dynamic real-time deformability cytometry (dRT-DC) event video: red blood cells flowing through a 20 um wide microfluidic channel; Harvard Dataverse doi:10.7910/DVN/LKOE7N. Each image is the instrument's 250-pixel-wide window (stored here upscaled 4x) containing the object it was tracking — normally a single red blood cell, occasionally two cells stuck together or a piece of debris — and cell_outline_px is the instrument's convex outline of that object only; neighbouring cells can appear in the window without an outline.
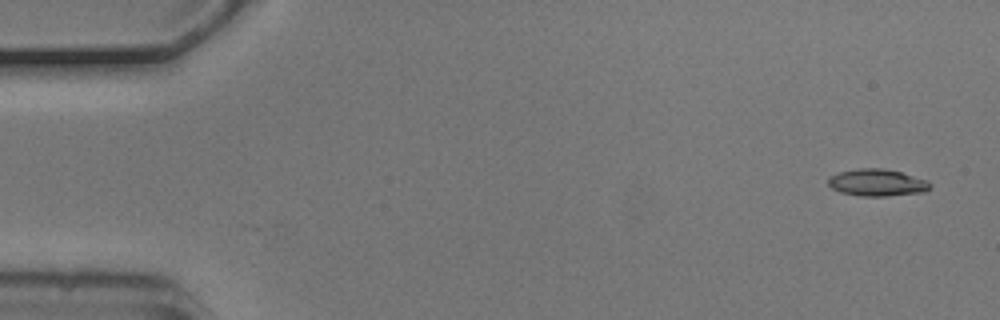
{"species": "common noctule bat (a hibernating species)", "species_latin": "Nyctalus noctula", "temperature_condition": "cold", "stored_images_in_passage": 4, "camera_frame_rate_fps": 3000, "um_per_image_px": 0.085, "animal": {"sex": "male", "body_mass_g": 20.5, "forearm_length_mm": 52.5}, "frame": {"image": 1, "passage_image": 1, "time_ms": 0.0, "image_size_px": [1000, 320], "cell_outline_px": [[932, 188], [924, 192], [888, 196], [860, 196], [840, 192], [832, 188], [828, 184], [828, 180], [832, 176], [840, 172], [856, 168], [884, 168], [900, 172], [928, 180], [932, 184]], "centroid_in_image_um": [74.6, 15.52], "position_along_channel_um": 10.4, "area_um2": 16.13}}